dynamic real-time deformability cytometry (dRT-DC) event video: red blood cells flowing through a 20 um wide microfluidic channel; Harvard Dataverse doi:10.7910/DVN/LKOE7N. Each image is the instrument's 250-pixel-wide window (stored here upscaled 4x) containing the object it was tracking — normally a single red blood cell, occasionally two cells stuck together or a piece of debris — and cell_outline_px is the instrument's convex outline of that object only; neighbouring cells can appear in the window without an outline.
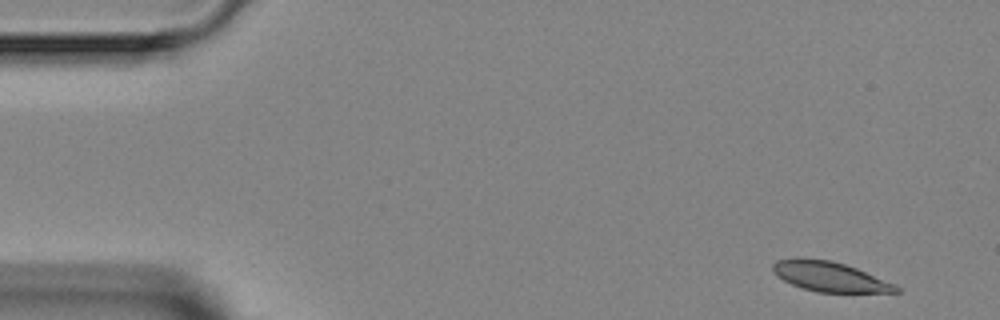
{"species": "Egyptian fruit bat (a non-hibernating species)", "species_latin": "Rousettus aegyptiacus", "temperature_condition": "room temperature", "stored_images_in_passage": 4, "segment_of_instrument_passage": [1, 2], "camera_frame_rate_fps": 3000, "um_per_image_px": 0.085, "animal": {"sex": "female"}, "frame": {"image": 1, "passage_image": 1, "time_ms": 0.0, "image_size_px": [1000, 320], "cell_outline_px": [[900, 292], [816, 292], [792, 284], [776, 276], [772, 272], [772, 264], [776, 260], [796, 256], [832, 260], [856, 268], [896, 284], [900, 288]], "centroid_in_image_um": [70.48, 23.48], "position_along_channel_um": 14.5, "area_um2": 21.68}}
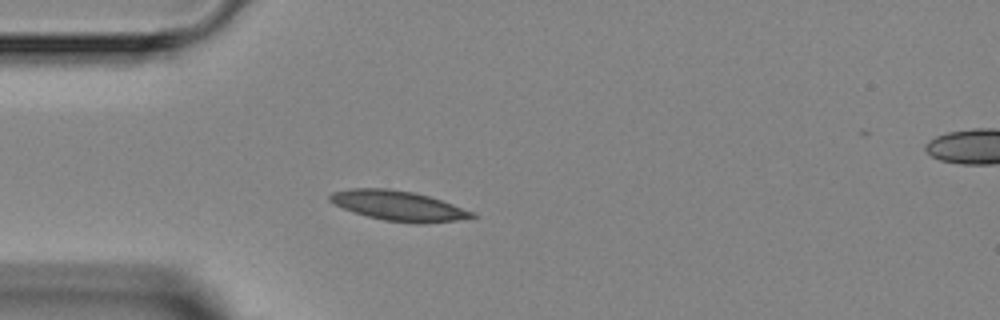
{"frame": {"image": 2, "passage_image": 3, "time_ms": 3.333, "image_size_px": [1000, 320], "cell_outline_px": [[476, 216], [472, 220], [424, 224], [416, 224], [384, 220], [352, 212], [328, 200], [328, 196], [332, 192], [352, 188], [388, 188], [412, 192], [428, 196], [476, 212]], "centroid_in_image_um": [33.95, 17.51], "position_along_channel_um": 51.0, "area_um2": 25.14}}